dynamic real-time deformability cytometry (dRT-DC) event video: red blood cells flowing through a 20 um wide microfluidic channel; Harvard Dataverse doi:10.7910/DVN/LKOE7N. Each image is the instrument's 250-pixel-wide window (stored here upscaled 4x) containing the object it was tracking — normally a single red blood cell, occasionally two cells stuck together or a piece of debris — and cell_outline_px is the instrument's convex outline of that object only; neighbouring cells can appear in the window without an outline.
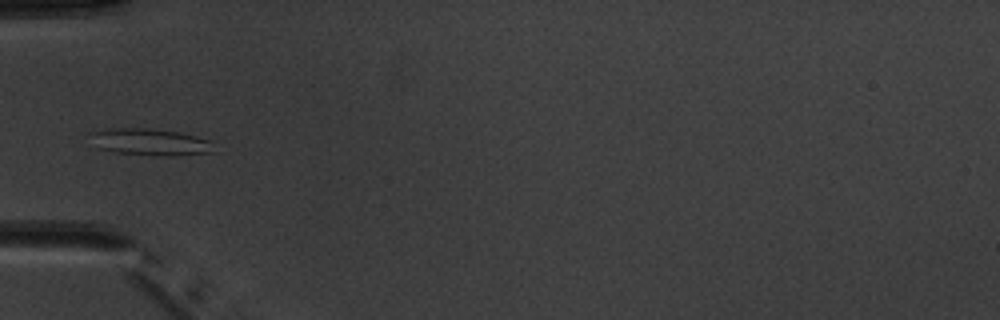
{"species": "common noctule bat (a hibernating species)", "species_latin": "Nyctalus noctula", "temperature_condition": "warm", "stored_images_in_passage": 2, "camera_frame_rate_fps": 3000, "um_per_image_px": 0.085, "animal": {"sex": "male", "body_mass_g": 20.1, "forearm_length_mm": 53.5}, "frame": {"image": 1, "passage_image": 1, "time_ms": 0.0, "image_size_px": [1000, 320], "cell_outline_px": [[212, 152], [168, 156], [156, 156], [116, 152], [100, 148], [88, 132], [108, 128], [148, 128], [180, 132], [212, 140]], "centroid_in_image_um": [12.78, 12.06], "position_along_channel_um": 72.2, "area_um2": 19.19}}
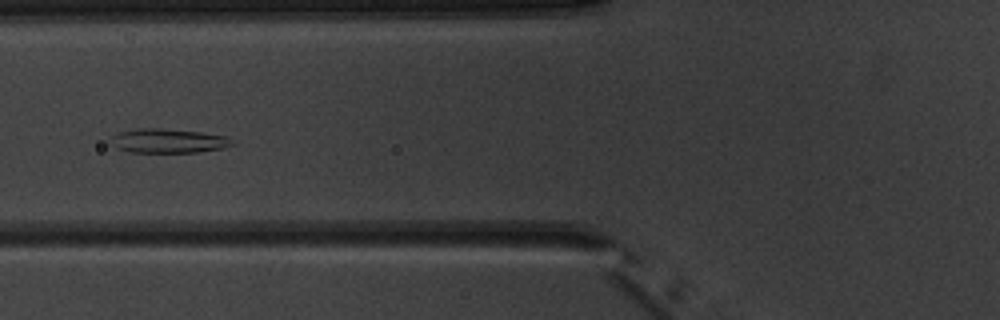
{"frame": {"image": 2, "passage_image": 2, "time_ms": 1.0, "image_size_px": [1000, 320], "cell_outline_px": [[236, 144], [220, 148], [200, 152], [132, 152], [116, 148], [108, 144], [112, 136], [120, 132], [136, 128], [160, 128], [200, 132], [224, 136], [236, 140]], "centroid_in_image_um": [14.28, 11.97], "position_along_channel_um": 111.5, "area_um2": 17.22}}